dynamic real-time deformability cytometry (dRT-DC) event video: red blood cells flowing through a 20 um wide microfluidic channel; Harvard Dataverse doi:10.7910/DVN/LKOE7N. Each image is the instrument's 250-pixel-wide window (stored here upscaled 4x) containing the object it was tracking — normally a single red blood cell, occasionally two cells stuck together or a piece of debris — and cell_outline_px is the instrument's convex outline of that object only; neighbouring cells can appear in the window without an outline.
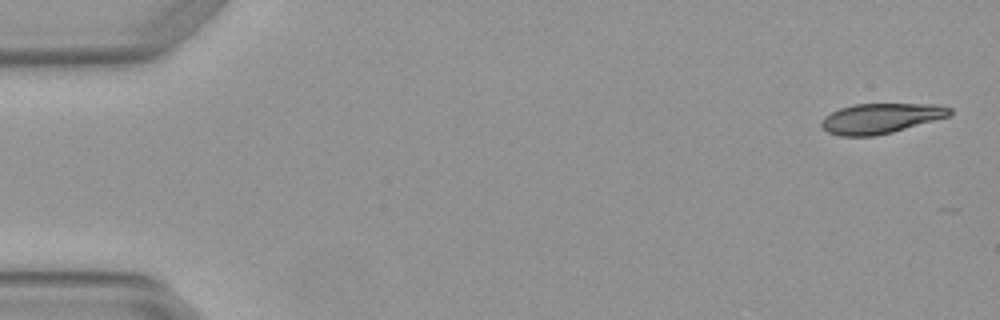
{"species": "Egyptian fruit bat (a non-hibernating species)", "species_latin": "Rousettus aegyptiacus", "temperature_condition": "warm", "stored_images_in_passage": 4, "camera_frame_rate_fps": 3000, "um_per_image_px": 0.085, "animal": {"sex": "female"}, "frame": {"image": 1, "passage_image": 1, "time_ms": 0.0, "image_size_px": [1000, 320], "cell_outline_px": [[952, 112], [948, 116], [892, 132], [876, 136], [840, 136], [828, 132], [820, 124], [824, 116], [840, 108], [852, 104], [940, 104], [952, 108]], "centroid_in_image_um": [74.85, 10.05], "position_along_channel_um": 10.1, "area_um2": 22.43}}
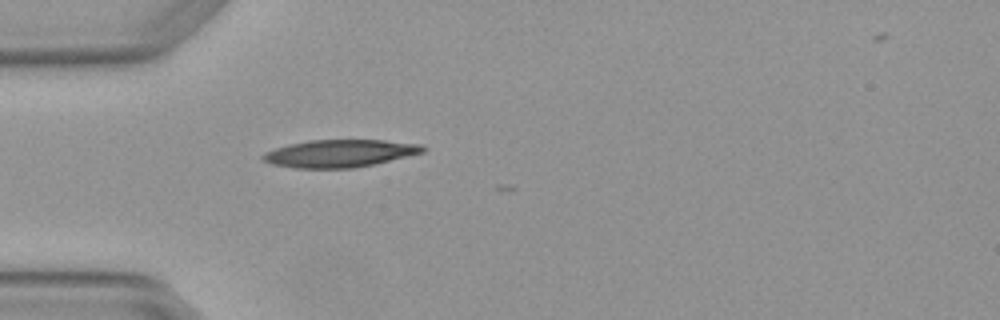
{"frame": {"image": 2, "passage_image": 4, "time_ms": 1.0, "image_size_px": [1000, 320], "cell_outline_px": [[428, 148], [424, 152], [372, 164], [352, 168], [296, 168], [272, 164], [260, 160], [260, 156], [264, 152], [288, 144], [308, 140], [384, 140], [424, 144]], "centroid_in_image_um": [28.86, 13.03], "position_along_channel_um": 56.1, "area_um2": 25.72}}